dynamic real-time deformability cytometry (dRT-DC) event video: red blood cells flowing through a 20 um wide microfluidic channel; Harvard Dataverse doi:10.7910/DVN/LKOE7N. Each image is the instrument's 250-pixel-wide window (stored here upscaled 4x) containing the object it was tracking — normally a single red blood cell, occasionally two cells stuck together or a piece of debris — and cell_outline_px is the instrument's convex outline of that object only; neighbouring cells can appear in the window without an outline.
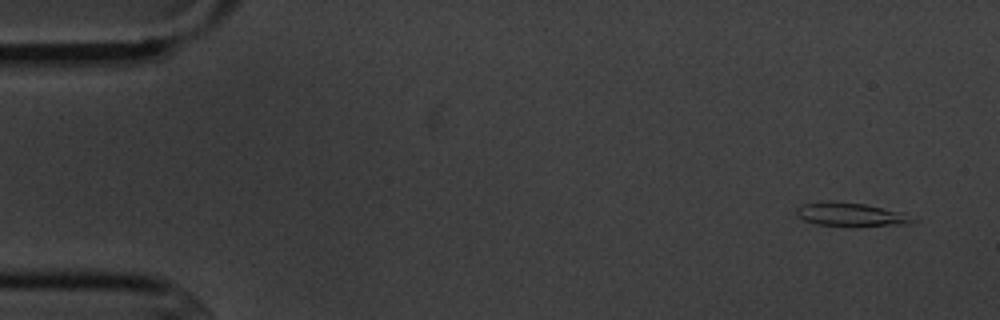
{"species": "common noctule bat (a hibernating species)", "species_latin": "Nyctalus noctula", "temperature_condition": "cold", "stored_images_in_passage": 5, "camera_frame_rate_fps": 3000, "um_per_image_px": 0.085, "animal": {"sex": "male", "body_mass_g": 20.1, "forearm_length_mm": 53.5}, "frame": {"image": 1, "passage_image": 1, "time_ms": 0.0, "image_size_px": [1000, 320], "cell_outline_px": [[916, 220], [912, 224], [856, 228], [816, 224], [804, 220], [796, 212], [796, 208], [800, 204], [828, 200], [864, 204], [904, 212]], "centroid_in_image_um": [72.36, 18.26], "position_along_channel_um": 12.6, "area_um2": 16.7}}
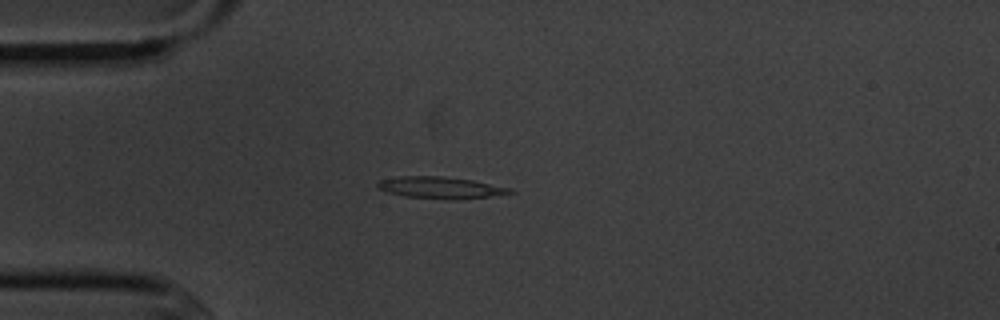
{"frame": {"image": 2, "passage_image": 4, "time_ms": 3.667, "image_size_px": [1000, 320], "cell_outline_px": [[516, 192], [488, 196], [452, 200], [404, 196], [388, 192], [380, 188], [376, 184], [380, 180], [400, 176], [440, 176], [472, 180], [512, 188]], "centroid_in_image_um": [37.46, 15.95], "position_along_channel_um": 47.5, "area_um2": 16.53}}